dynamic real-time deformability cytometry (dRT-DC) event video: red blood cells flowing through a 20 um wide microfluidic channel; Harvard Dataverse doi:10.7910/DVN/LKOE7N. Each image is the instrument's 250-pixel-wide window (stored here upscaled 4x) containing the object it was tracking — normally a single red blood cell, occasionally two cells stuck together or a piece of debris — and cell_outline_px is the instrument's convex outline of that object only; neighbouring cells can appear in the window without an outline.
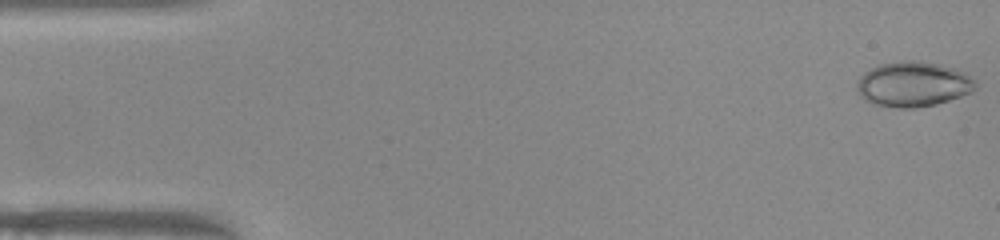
{"species": "common noctule bat (a hibernating species)", "species_latin": "Nyctalus noctula", "temperature_condition": "warm", "stored_images_in_passage": 51, "camera_frame_rate_fps": 3000, "um_per_image_px": 0.085, "animal": {"sex": "female", "body_mass_g": 22.0, "forearm_length_mm": 56.7}, "frame": {"image": 1, "passage_image": 1, "time_ms": 0.0, "image_size_px": [1000, 240], "cell_outline_px": [[976, 88], [960, 96], [936, 104], [916, 108], [896, 108], [872, 104], [864, 100], [860, 96], [856, 88], [856, 84], [860, 76], [864, 72], [880, 64], [900, 60], [920, 60], [940, 64], [956, 68], [968, 76], [976, 84]], "centroid_in_image_um": [77.56, 7.15], "position_along_channel_um": 7.4, "area_um2": 31.27}}
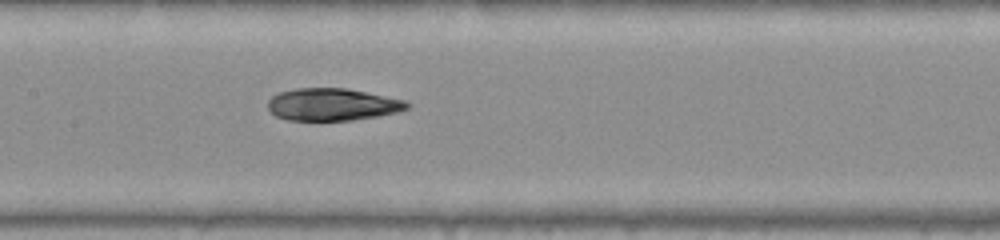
{"frame": {"image": 2, "passage_image": 24, "time_ms": 7.667, "image_size_px": [1000, 240], "cell_outline_px": [[412, 104], [408, 108], [400, 112], [380, 116], [352, 120], [288, 120], [276, 116], [268, 108], [268, 100], [272, 96], [280, 92], [296, 88], [348, 88], [404, 100]], "centroid_in_image_um": [28.29, 8.88], "position_along_channel_um": 179.1, "area_um2": 26.3}}
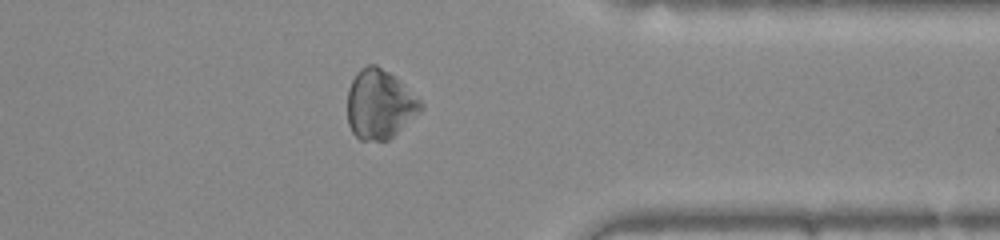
{"frame": {"image": 3, "passage_image": 40, "time_ms": 13.0, "image_size_px": [1000, 240], "cell_outline_px": [[424, 108], [420, 112], [388, 140], [360, 140], [352, 132], [348, 124], [348, 88], [356, 72], [360, 68], [368, 64], [376, 64], [388, 72], [420, 100], [424, 104]], "centroid_in_image_um": [32.24, 8.87], "position_along_channel_um": 379.2, "area_um2": 29.3}, "authors_computed_cell_mechanics": {"area_um2": 27.9752, "velocity_mm_per_s": 3.9627, "shape_relaxation_time_tau1_ms": null, "shape_relaxation_time_tau2_ms": 3.6172, "deformation_change_tau1": null, "deformation_change_tau2": 0.1282}}